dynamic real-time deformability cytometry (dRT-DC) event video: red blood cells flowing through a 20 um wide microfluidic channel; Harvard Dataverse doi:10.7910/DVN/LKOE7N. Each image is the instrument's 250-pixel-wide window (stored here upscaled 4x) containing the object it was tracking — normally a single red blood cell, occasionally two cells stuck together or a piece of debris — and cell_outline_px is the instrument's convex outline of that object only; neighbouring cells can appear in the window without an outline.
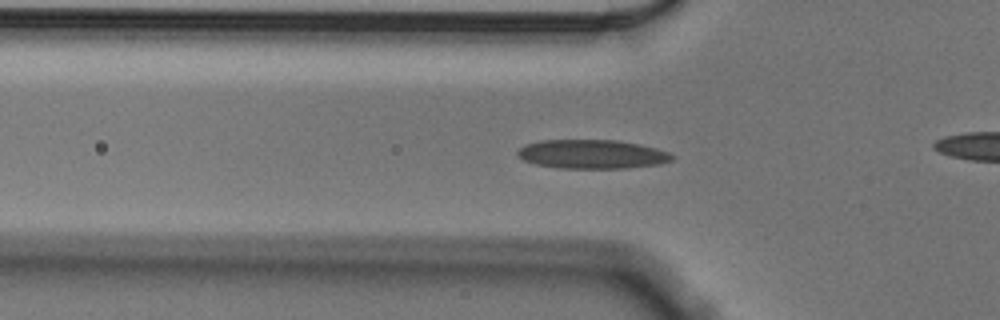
{"species": "Egyptian fruit bat (a non-hibernating species)", "species_latin": "Rousettus aegyptiacus", "temperature_condition": "cold", "stored_images_in_passage": 51, "camera_frame_rate_fps": 3000, "um_per_image_px": 0.085, "animal": {"sex": "male"}, "frame": {"image": 1, "passage_image": 12, "time_ms": 3.667, "image_size_px": [1000, 320], "cell_outline_px": [[676, 156], [672, 160], [660, 164], [628, 168], [556, 168], [536, 164], [524, 160], [516, 156], [516, 152], [524, 144], [540, 140], [616, 140], [640, 144], [656, 148], [668, 152]], "centroid_in_image_um": [50.31, 13.1], "position_along_channel_um": 75.5, "area_um2": 26.3}}
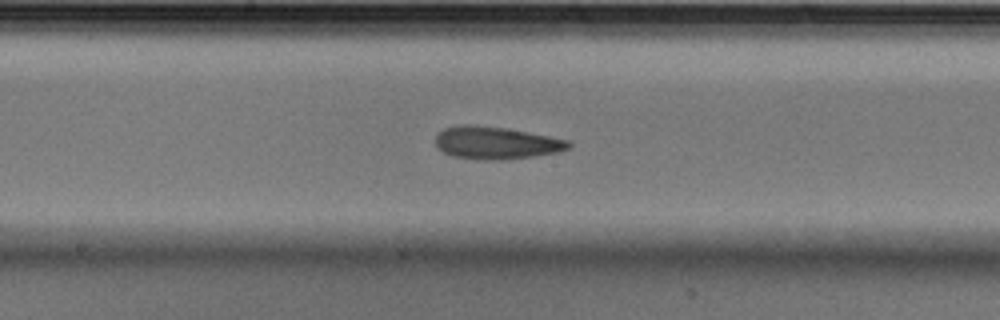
{"frame": {"image": 2, "passage_image": 23, "time_ms": 7.333, "image_size_px": [1000, 320], "cell_outline_px": [[572, 148], [560, 152], [532, 156], [500, 160], [484, 160], [452, 156], [436, 148], [436, 136], [444, 128], [460, 124], [472, 124], [504, 128], [548, 136], [568, 140], [572, 144]], "centroid_in_image_um": [42.16, 12.14], "position_along_channel_um": 206.0, "area_um2": 25.2}}
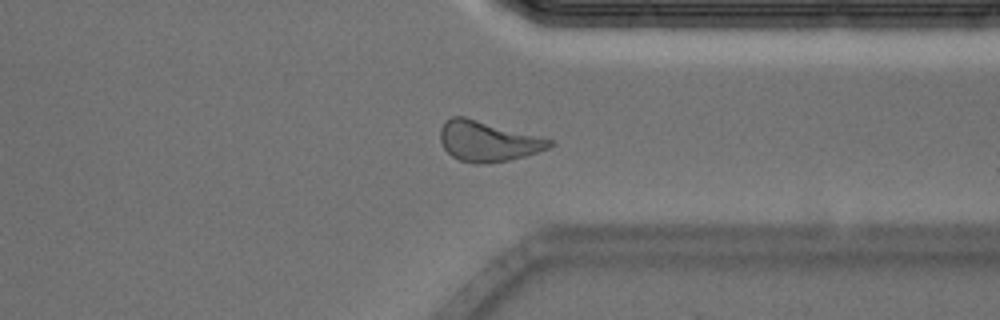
{"frame": {"image": 3, "passage_image": 37, "time_ms": 12.0, "image_size_px": [1000, 320], "cell_outline_px": [[556, 144], [548, 148], [524, 156], [508, 160], [480, 164], [476, 164], [460, 160], [452, 156], [444, 148], [440, 140], [440, 128], [444, 120], [452, 116], [464, 116], [552, 140]], "centroid_in_image_um": [41.42, 12.0], "position_along_channel_um": 370.0, "area_um2": 25.43}, "authors_computed_cell_mechanics": {"area_um2": 25.0852, "velocity_mm_per_s": 3.5239, "shape_relaxation_time_tau1_ms": 6.6252, "shape_relaxation_time_tau2_ms": 3.9013, "deformation_change_tau1": 0.1472, "deformation_change_tau2": 0.1189}}